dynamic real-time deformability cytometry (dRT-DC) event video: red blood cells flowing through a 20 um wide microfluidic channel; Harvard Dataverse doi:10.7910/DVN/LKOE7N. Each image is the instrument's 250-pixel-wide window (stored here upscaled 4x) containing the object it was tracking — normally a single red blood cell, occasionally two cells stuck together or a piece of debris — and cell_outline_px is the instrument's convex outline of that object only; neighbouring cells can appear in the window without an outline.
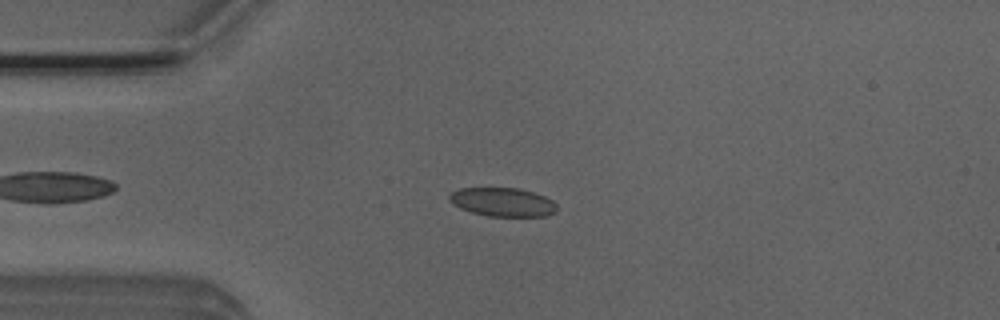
{"species": "Egyptian fruit bat (a non-hibernating species)", "species_latin": "Rousettus aegyptiacus", "temperature_condition": "room temperature", "stored_images_in_passage": 48, "camera_frame_rate_fps": 3000, "um_per_image_px": 0.085, "animal": {"sex": "male"}, "frame": {"image": 1, "passage_image": 9, "time_ms": 2.667, "image_size_px": [1000, 320], "cell_outline_px": [[556, 212], [544, 216], [488, 216], [472, 212], [460, 208], [452, 204], [448, 200], [448, 196], [452, 192], [460, 188], [520, 188], [544, 196], [552, 200], [556, 204]], "centroid_in_image_um": [42.7, 17.17], "position_along_channel_um": 42.3, "area_um2": 17.98}}
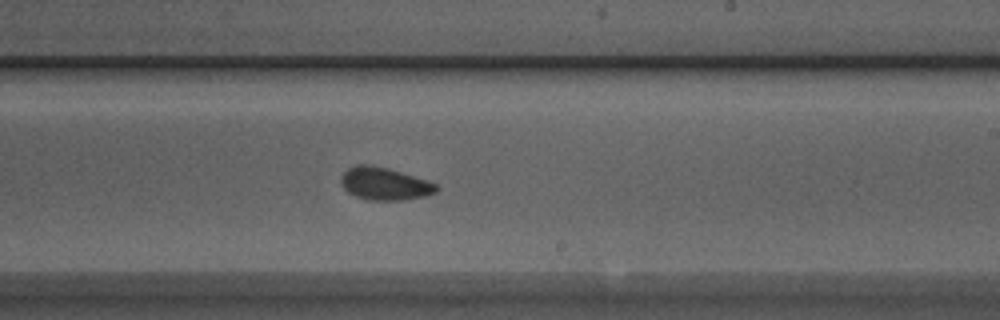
{"frame": {"image": 2, "passage_image": 27, "time_ms": 8.667, "image_size_px": [1000, 320], "cell_outline_px": [[440, 188], [436, 192], [424, 196], [404, 200], [368, 200], [356, 196], [348, 192], [340, 184], [340, 176], [348, 168], [356, 164], [368, 164], [388, 168], [428, 180], [436, 184]], "centroid_in_image_um": [32.68, 15.61], "position_along_channel_um": 256.3, "area_um2": 18.26}}
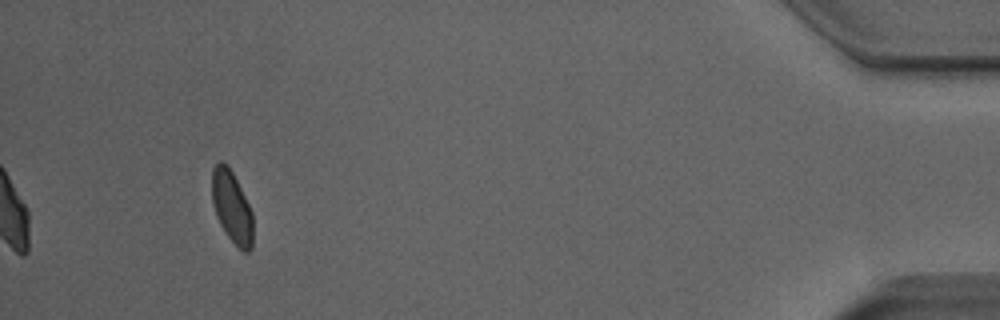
{"frame": {"image": 3, "passage_image": 45, "time_ms": 14.667, "image_size_px": [1000, 320], "cell_outline_px": [[252, 248], [248, 252], [244, 252], [224, 232], [216, 216], [212, 204], [212, 168], [220, 160], [224, 160], [228, 164], [252, 212]], "centroid_in_image_um": [19.68, 17.56], "position_along_channel_um": 415.5, "area_um2": 17.11}, "authors_computed_cell_mechanics": {"area_um2": 18.0914, "velocity_mm_per_s": 3.8951, "shape_relaxation_time_tau1_ms": 3.7144, "shape_relaxation_time_tau2_ms": 1.6079, "deformation_change_tau1": 0.0782, "deformation_change_tau2": 0.0497}}